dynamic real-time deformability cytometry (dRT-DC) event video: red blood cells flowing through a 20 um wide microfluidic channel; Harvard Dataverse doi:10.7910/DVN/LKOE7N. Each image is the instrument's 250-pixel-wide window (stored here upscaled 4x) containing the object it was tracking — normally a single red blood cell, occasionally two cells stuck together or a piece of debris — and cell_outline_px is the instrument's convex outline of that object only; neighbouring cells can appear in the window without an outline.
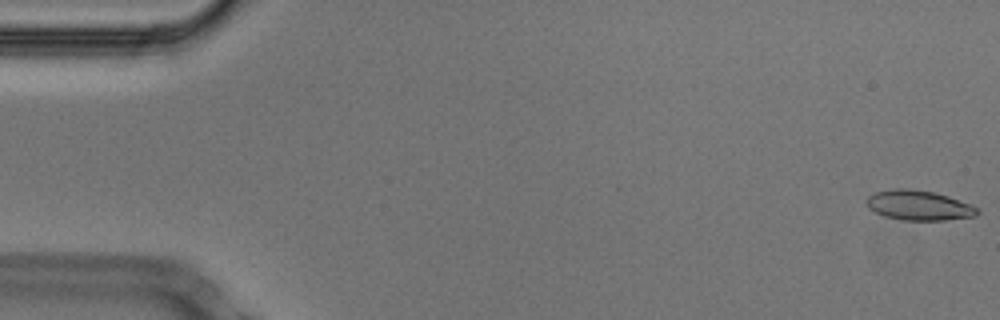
{"species": "Egyptian fruit bat (a non-hibernating species)", "species_latin": "Rousettus aegyptiacus", "temperature_condition": "cold", "stored_images_in_passage": 53, "camera_frame_rate_fps": 3000, "um_per_image_px": 0.085, "animal": {"sex": "male"}, "frame": {"image": 1, "passage_image": 1, "time_ms": 0.0, "image_size_px": [1000, 320], "cell_outline_px": [[980, 212], [976, 216], [944, 220], [904, 220], [884, 216], [868, 208], [868, 196], [876, 192], [892, 188], [908, 188], [936, 192], [948, 196], [980, 208]], "centroid_in_image_um": [78.13, 17.45], "position_along_channel_um": 6.9, "area_um2": 19.31}}
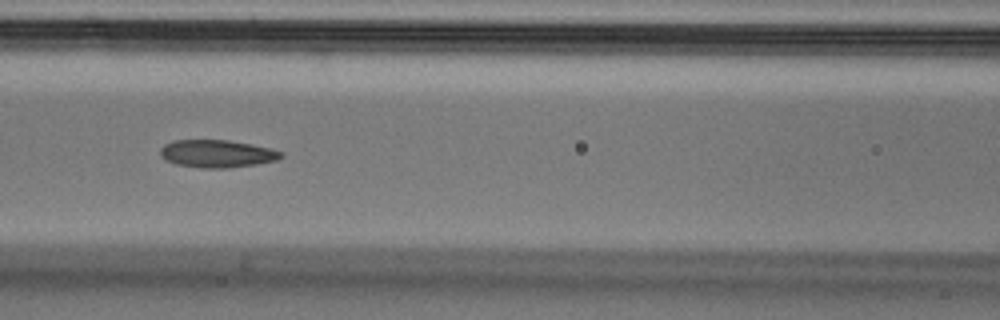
{"frame": {"image": 2, "passage_image": 23, "time_ms": 7.333, "image_size_px": [1000, 320], "cell_outline_px": [[284, 156], [276, 160], [256, 164], [228, 168], [200, 168], [176, 164], [164, 160], [160, 156], [160, 148], [164, 144], [172, 140], [228, 140], [252, 144], [272, 148], [284, 152]], "centroid_in_image_um": [18.44, 13.06], "position_along_channel_um": 148.2, "area_um2": 19.71}}
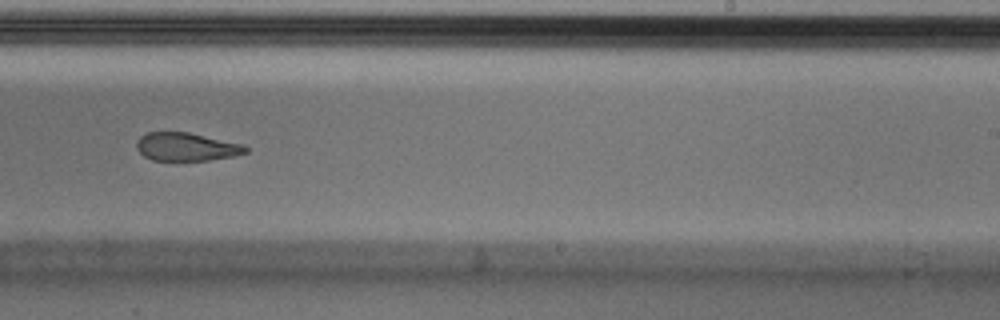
{"frame": {"image": 3, "passage_image": 33, "time_ms": 10.667, "image_size_px": [1000, 320], "cell_outline_px": [[248, 152], [232, 156], [208, 160], [152, 160], [144, 156], [136, 148], [136, 140], [140, 136], [148, 132], [188, 132], [244, 144], [248, 148]], "centroid_in_image_um": [15.83, 12.47], "position_along_channel_um": 273.2, "area_um2": 17.92}, "authors_computed_cell_mechanics": {"area_um2": 19.5364, "velocity_mm_per_s": 3.7607, "shape_relaxation_time_tau1_ms": null, "shape_relaxation_time_tau2_ms": 3.7314, "deformation_change_tau1": null, "deformation_change_tau2": 0.1259}}